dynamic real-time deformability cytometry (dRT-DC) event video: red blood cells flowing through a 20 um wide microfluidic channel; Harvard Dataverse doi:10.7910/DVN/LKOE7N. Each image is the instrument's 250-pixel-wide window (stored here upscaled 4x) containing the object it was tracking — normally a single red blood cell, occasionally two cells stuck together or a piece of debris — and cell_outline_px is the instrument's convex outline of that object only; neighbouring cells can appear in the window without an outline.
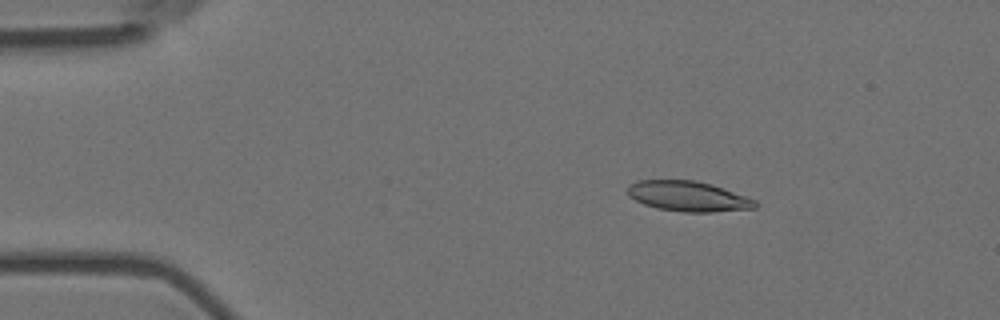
{"species": "Egyptian fruit bat (a non-hibernating species)", "species_latin": "Rousettus aegyptiacus", "temperature_condition": "room temperature", "stored_images_in_passage": 4, "camera_frame_rate_fps": 3000, "um_per_image_px": 0.085, "animal": {"sex": "female"}, "frame": {"image": 1, "passage_image": 2, "time_ms": 0.333, "image_size_px": [1000, 320], "cell_outline_px": [[760, 204], [756, 208], [712, 212], [684, 212], [656, 208], [644, 204], [628, 196], [628, 184], [640, 180], [696, 180], [712, 184], [756, 200]], "centroid_in_image_um": [58.5, 16.68], "position_along_channel_um": 26.5, "area_um2": 22.54}}